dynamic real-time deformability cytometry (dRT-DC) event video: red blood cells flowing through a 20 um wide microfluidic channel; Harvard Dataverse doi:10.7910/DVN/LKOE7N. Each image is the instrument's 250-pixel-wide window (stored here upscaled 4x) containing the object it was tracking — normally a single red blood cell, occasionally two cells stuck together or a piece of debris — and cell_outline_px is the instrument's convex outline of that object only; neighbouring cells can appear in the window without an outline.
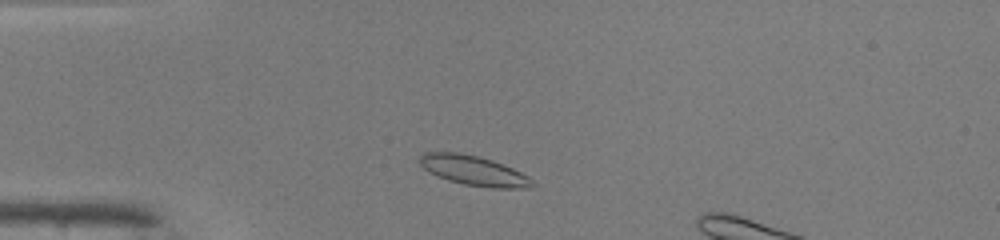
{"species": "common noctule bat (a hibernating species)", "species_latin": "Nyctalus noctula", "temperature_condition": "warm", "stored_images_in_passage": 38, "camera_frame_rate_fps": 3000, "um_per_image_px": 0.085, "animal": {"sex": "male", "body_mass_g": 19.0, "forearm_length_mm": 50.8}, "frame": {"image": 1, "passage_image": 2, "time_ms": 0.333, "image_size_px": [1000, 240], "cell_outline_px": [[536, 184], [528, 188], [492, 188], [464, 184], [448, 180], [436, 176], [428, 172], [420, 164], [420, 156], [424, 152], [460, 152], [480, 156], [504, 164], [528, 176]], "centroid_in_image_um": [40.26, 14.49], "position_along_channel_um": 44.7, "area_um2": 19.65}}
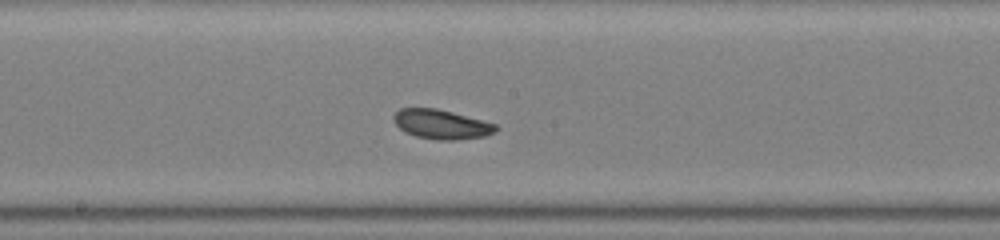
{"frame": {"image": 2, "passage_image": 16, "time_ms": 5.0, "image_size_px": [1000, 240], "cell_outline_px": [[496, 132], [484, 136], [456, 140], [436, 140], [416, 136], [404, 132], [392, 120], [392, 116], [400, 108], [436, 108], [452, 112], [496, 124]], "centroid_in_image_um": [37.48, 10.57], "position_along_channel_um": 210.7, "area_um2": 17.46}}
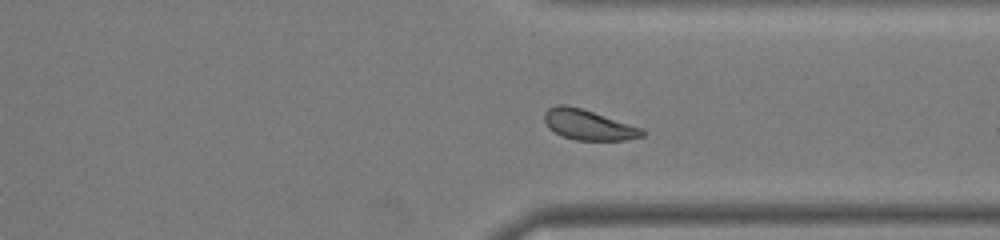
{"frame": {"image": 3, "passage_image": 27, "time_ms": 8.667, "image_size_px": [1000, 240], "cell_outline_px": [[644, 136], [624, 140], [576, 140], [564, 136], [548, 128], [544, 120], [544, 112], [548, 108], [556, 104], [564, 104], [580, 108], [644, 128]], "centroid_in_image_um": [50.01, 10.6], "position_along_channel_um": 361.4, "area_um2": 17.17}, "authors_computed_cell_mechanics": {"area_um2": 17.8891, "velocity_mm_per_s": 4.0898, "shape_relaxation_time_tau1_ms": 2.9939, "shape_relaxation_time_tau2_ms": 4.4249, "deformation_change_tau1": 0.1085, "deformation_change_tau2": 0.0974}}